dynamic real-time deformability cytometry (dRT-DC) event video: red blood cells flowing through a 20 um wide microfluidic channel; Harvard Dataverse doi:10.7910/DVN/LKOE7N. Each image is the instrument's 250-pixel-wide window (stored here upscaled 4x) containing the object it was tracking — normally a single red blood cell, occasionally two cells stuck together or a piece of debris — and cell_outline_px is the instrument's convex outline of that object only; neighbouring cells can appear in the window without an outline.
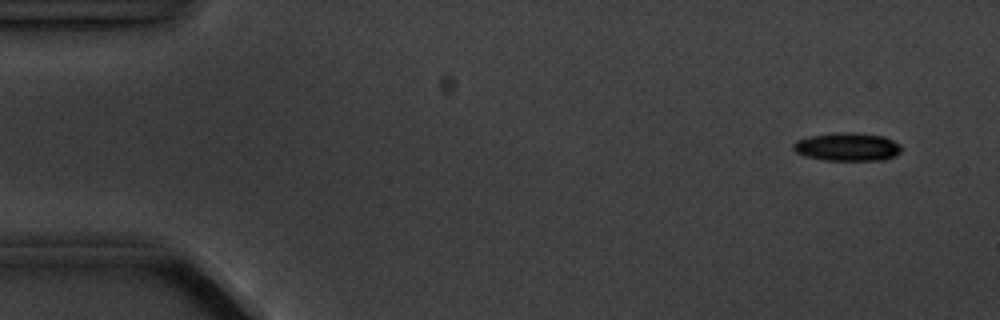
{"species": "common noctule bat (a hibernating species)", "species_latin": "Nyctalus noctula", "temperature_condition": "cold", "stored_images_in_passage": 4, "camera_frame_rate_fps": 3000, "um_per_image_px": 0.085, "animal": {"sex": "male", "body_mass_g": 20.1, "forearm_length_mm": 53.5}, "frame": {"image": 1, "passage_image": 1, "time_ms": 0.0, "image_size_px": [1000, 320], "cell_outline_px": [[900, 152], [896, 156], [884, 160], [824, 160], [804, 156], [796, 152], [792, 148], [792, 144], [796, 140], [808, 136], [836, 132], [852, 132], [884, 136], [900, 144]], "centroid_in_image_um": [71.99, 12.48], "position_along_channel_um": 13.0, "area_um2": 17.98}}